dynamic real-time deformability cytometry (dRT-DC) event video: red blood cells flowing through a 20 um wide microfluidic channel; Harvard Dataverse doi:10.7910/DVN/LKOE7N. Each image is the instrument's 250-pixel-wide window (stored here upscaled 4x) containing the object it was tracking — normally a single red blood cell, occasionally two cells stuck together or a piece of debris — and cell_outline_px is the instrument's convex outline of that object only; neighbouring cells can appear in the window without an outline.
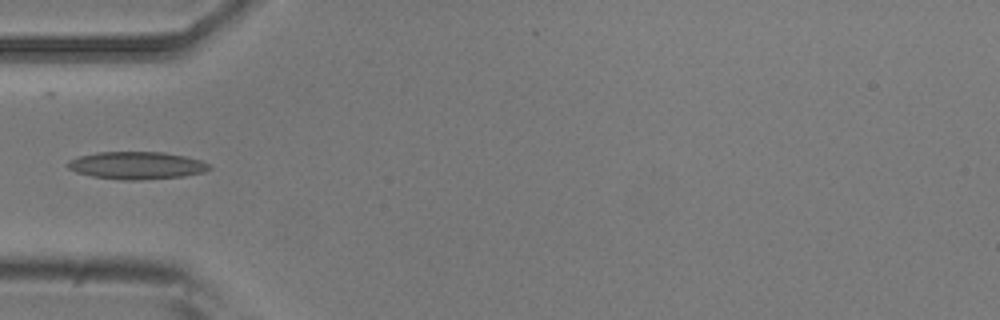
{"species": "common noctule bat (a hibernating species)", "species_latin": "Nyctalus noctula", "temperature_condition": "room temperature", "stored_images_in_passage": 5, "camera_frame_rate_fps": 3000, "um_per_image_px": 0.085, "animal": {"sex": "male", "body_mass_g": 20.5, "forearm_length_mm": 52.5}, "frame": {"image": 1, "passage_image": 5, "time_ms": 4.333, "image_size_px": [1000, 320], "cell_outline_px": [[212, 168], [204, 172], [184, 176], [140, 180], [124, 180], [92, 176], [76, 172], [68, 168], [68, 160], [80, 156], [96, 152], [164, 152], [184, 156], [200, 160], [208, 164]], "centroid_in_image_um": [11.62, 14.06], "position_along_channel_um": 73.4, "area_um2": 22.6}}